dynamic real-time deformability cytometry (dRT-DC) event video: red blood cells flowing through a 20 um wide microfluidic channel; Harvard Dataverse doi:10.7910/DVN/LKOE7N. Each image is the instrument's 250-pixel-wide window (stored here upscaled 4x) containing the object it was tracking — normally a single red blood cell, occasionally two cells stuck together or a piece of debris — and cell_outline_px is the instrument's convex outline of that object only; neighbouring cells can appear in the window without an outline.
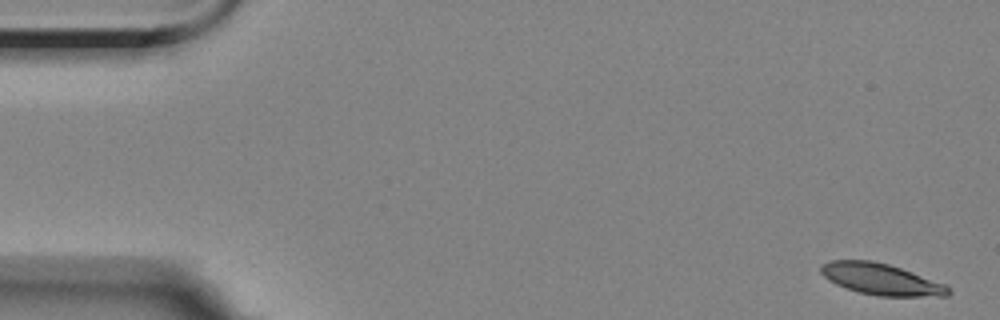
{"species": "Egyptian fruit bat (a non-hibernating species)", "species_latin": "Rousettus aegyptiacus", "temperature_condition": "room temperature", "stored_images_in_passage": 6, "segment_of_instrument_passage": [1, 2], "camera_frame_rate_fps": 3000, "um_per_image_px": 0.085, "animal": {"sex": "female"}, "frame": {"image": 1, "passage_image": 1, "time_ms": 0.0, "image_size_px": [1000, 320], "cell_outline_px": [[952, 292], [948, 296], [880, 296], [860, 292], [836, 284], [828, 280], [820, 272], [820, 268], [824, 264], [832, 260], [872, 260], [888, 264], [900, 268], [944, 284]], "centroid_in_image_um": [74.88, 23.73], "position_along_channel_um": 10.1, "area_um2": 22.89}}
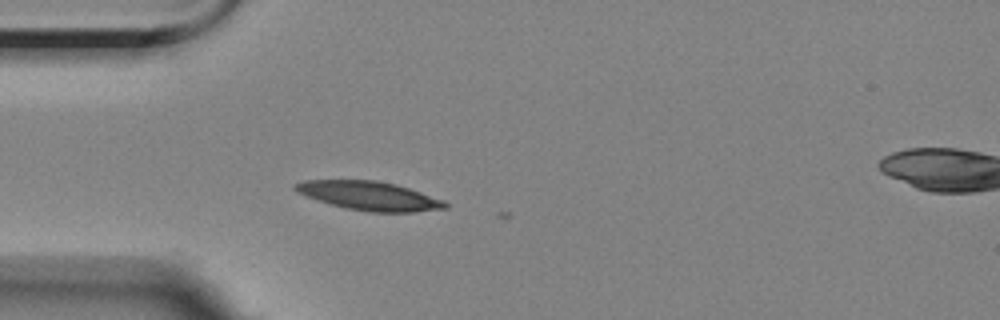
{"frame": {"image": 2, "passage_image": 5, "time_ms": 4.667, "image_size_px": [1000, 320], "cell_outline_px": [[448, 208], [416, 212], [368, 212], [344, 208], [316, 200], [296, 192], [292, 188], [292, 184], [304, 180], [376, 180], [396, 184], [444, 200], [448, 204]], "centroid_in_image_um": [31.35, 16.65], "position_along_channel_um": 53.6, "area_um2": 25.43}}